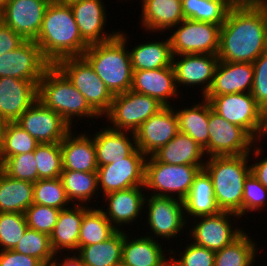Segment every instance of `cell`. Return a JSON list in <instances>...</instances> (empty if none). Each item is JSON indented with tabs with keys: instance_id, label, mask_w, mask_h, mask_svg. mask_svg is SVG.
Listing matches in <instances>:
<instances>
[{
	"instance_id": "obj_18",
	"label": "cell",
	"mask_w": 267,
	"mask_h": 266,
	"mask_svg": "<svg viewBox=\"0 0 267 266\" xmlns=\"http://www.w3.org/2000/svg\"><path fill=\"white\" fill-rule=\"evenodd\" d=\"M52 0H8L2 9V22L24 40H35L47 6Z\"/></svg>"
},
{
	"instance_id": "obj_3",
	"label": "cell",
	"mask_w": 267,
	"mask_h": 266,
	"mask_svg": "<svg viewBox=\"0 0 267 266\" xmlns=\"http://www.w3.org/2000/svg\"><path fill=\"white\" fill-rule=\"evenodd\" d=\"M127 40V33L119 31L109 41L89 45L83 54L113 96L131 90L133 70Z\"/></svg>"
},
{
	"instance_id": "obj_1",
	"label": "cell",
	"mask_w": 267,
	"mask_h": 266,
	"mask_svg": "<svg viewBox=\"0 0 267 266\" xmlns=\"http://www.w3.org/2000/svg\"><path fill=\"white\" fill-rule=\"evenodd\" d=\"M267 50V6L233 5L220 27L218 59L253 63Z\"/></svg>"
},
{
	"instance_id": "obj_50",
	"label": "cell",
	"mask_w": 267,
	"mask_h": 266,
	"mask_svg": "<svg viewBox=\"0 0 267 266\" xmlns=\"http://www.w3.org/2000/svg\"><path fill=\"white\" fill-rule=\"evenodd\" d=\"M0 266H44L37 258L12 250H0Z\"/></svg>"
},
{
	"instance_id": "obj_17",
	"label": "cell",
	"mask_w": 267,
	"mask_h": 266,
	"mask_svg": "<svg viewBox=\"0 0 267 266\" xmlns=\"http://www.w3.org/2000/svg\"><path fill=\"white\" fill-rule=\"evenodd\" d=\"M173 108L174 105L165 106L135 131L137 148L147 157L152 156L179 133L178 118Z\"/></svg>"
},
{
	"instance_id": "obj_51",
	"label": "cell",
	"mask_w": 267,
	"mask_h": 266,
	"mask_svg": "<svg viewBox=\"0 0 267 266\" xmlns=\"http://www.w3.org/2000/svg\"><path fill=\"white\" fill-rule=\"evenodd\" d=\"M25 40L9 26L0 23V56L15 50Z\"/></svg>"
},
{
	"instance_id": "obj_42",
	"label": "cell",
	"mask_w": 267,
	"mask_h": 266,
	"mask_svg": "<svg viewBox=\"0 0 267 266\" xmlns=\"http://www.w3.org/2000/svg\"><path fill=\"white\" fill-rule=\"evenodd\" d=\"M33 203L55 209H66L71 202L68 200L60 179H39L34 183Z\"/></svg>"
},
{
	"instance_id": "obj_48",
	"label": "cell",
	"mask_w": 267,
	"mask_h": 266,
	"mask_svg": "<svg viewBox=\"0 0 267 266\" xmlns=\"http://www.w3.org/2000/svg\"><path fill=\"white\" fill-rule=\"evenodd\" d=\"M267 188L250 173L244 180L243 216L267 206Z\"/></svg>"
},
{
	"instance_id": "obj_34",
	"label": "cell",
	"mask_w": 267,
	"mask_h": 266,
	"mask_svg": "<svg viewBox=\"0 0 267 266\" xmlns=\"http://www.w3.org/2000/svg\"><path fill=\"white\" fill-rule=\"evenodd\" d=\"M132 70H152L172 66L173 54L170 38L157 41L150 40L129 49Z\"/></svg>"
},
{
	"instance_id": "obj_52",
	"label": "cell",
	"mask_w": 267,
	"mask_h": 266,
	"mask_svg": "<svg viewBox=\"0 0 267 266\" xmlns=\"http://www.w3.org/2000/svg\"><path fill=\"white\" fill-rule=\"evenodd\" d=\"M250 167L252 175L267 188V157L256 160Z\"/></svg>"
},
{
	"instance_id": "obj_23",
	"label": "cell",
	"mask_w": 267,
	"mask_h": 266,
	"mask_svg": "<svg viewBox=\"0 0 267 266\" xmlns=\"http://www.w3.org/2000/svg\"><path fill=\"white\" fill-rule=\"evenodd\" d=\"M131 90L155 98L164 106H172L169 99L180 94L173 66L133 71Z\"/></svg>"
},
{
	"instance_id": "obj_4",
	"label": "cell",
	"mask_w": 267,
	"mask_h": 266,
	"mask_svg": "<svg viewBox=\"0 0 267 266\" xmlns=\"http://www.w3.org/2000/svg\"><path fill=\"white\" fill-rule=\"evenodd\" d=\"M249 155L251 153L212 156L206 159L204 169L212 179L215 201L220 211L243 217L244 180L251 173Z\"/></svg>"
},
{
	"instance_id": "obj_16",
	"label": "cell",
	"mask_w": 267,
	"mask_h": 266,
	"mask_svg": "<svg viewBox=\"0 0 267 266\" xmlns=\"http://www.w3.org/2000/svg\"><path fill=\"white\" fill-rule=\"evenodd\" d=\"M16 123L38 143H61L65 136L74 129L39 99L19 117Z\"/></svg>"
},
{
	"instance_id": "obj_28",
	"label": "cell",
	"mask_w": 267,
	"mask_h": 266,
	"mask_svg": "<svg viewBox=\"0 0 267 266\" xmlns=\"http://www.w3.org/2000/svg\"><path fill=\"white\" fill-rule=\"evenodd\" d=\"M138 237L129 238L123 231L121 263L126 266H167L170 263L159 240L147 235Z\"/></svg>"
},
{
	"instance_id": "obj_55",
	"label": "cell",
	"mask_w": 267,
	"mask_h": 266,
	"mask_svg": "<svg viewBox=\"0 0 267 266\" xmlns=\"http://www.w3.org/2000/svg\"><path fill=\"white\" fill-rule=\"evenodd\" d=\"M263 117H264V121H265V126H264V131H263L262 139L265 136H267V112H263Z\"/></svg>"
},
{
	"instance_id": "obj_58",
	"label": "cell",
	"mask_w": 267,
	"mask_h": 266,
	"mask_svg": "<svg viewBox=\"0 0 267 266\" xmlns=\"http://www.w3.org/2000/svg\"><path fill=\"white\" fill-rule=\"evenodd\" d=\"M7 1L8 0H0V9H3L5 7Z\"/></svg>"
},
{
	"instance_id": "obj_31",
	"label": "cell",
	"mask_w": 267,
	"mask_h": 266,
	"mask_svg": "<svg viewBox=\"0 0 267 266\" xmlns=\"http://www.w3.org/2000/svg\"><path fill=\"white\" fill-rule=\"evenodd\" d=\"M184 207L185 215L191 219L220 212L215 201L212 179L204 168L194 178L189 194L184 200Z\"/></svg>"
},
{
	"instance_id": "obj_44",
	"label": "cell",
	"mask_w": 267,
	"mask_h": 266,
	"mask_svg": "<svg viewBox=\"0 0 267 266\" xmlns=\"http://www.w3.org/2000/svg\"><path fill=\"white\" fill-rule=\"evenodd\" d=\"M27 228L23 213H0V250H12Z\"/></svg>"
},
{
	"instance_id": "obj_35",
	"label": "cell",
	"mask_w": 267,
	"mask_h": 266,
	"mask_svg": "<svg viewBox=\"0 0 267 266\" xmlns=\"http://www.w3.org/2000/svg\"><path fill=\"white\" fill-rule=\"evenodd\" d=\"M202 101L183 109H176L179 132L187 134L202 148L208 145L209 138V101L202 97Z\"/></svg>"
},
{
	"instance_id": "obj_59",
	"label": "cell",
	"mask_w": 267,
	"mask_h": 266,
	"mask_svg": "<svg viewBox=\"0 0 267 266\" xmlns=\"http://www.w3.org/2000/svg\"><path fill=\"white\" fill-rule=\"evenodd\" d=\"M257 3H264L267 2V0H255Z\"/></svg>"
},
{
	"instance_id": "obj_56",
	"label": "cell",
	"mask_w": 267,
	"mask_h": 266,
	"mask_svg": "<svg viewBox=\"0 0 267 266\" xmlns=\"http://www.w3.org/2000/svg\"><path fill=\"white\" fill-rule=\"evenodd\" d=\"M52 1H55V2H58V3H62V4H71L73 2L81 1V0H52Z\"/></svg>"
},
{
	"instance_id": "obj_46",
	"label": "cell",
	"mask_w": 267,
	"mask_h": 266,
	"mask_svg": "<svg viewBox=\"0 0 267 266\" xmlns=\"http://www.w3.org/2000/svg\"><path fill=\"white\" fill-rule=\"evenodd\" d=\"M185 245L186 247L183 249L184 251L180 252L182 255L175 254L177 253L174 251L175 249H170L168 251L170 254V263L173 266H214L215 251L192 242ZM176 255H179L180 257L177 258Z\"/></svg>"
},
{
	"instance_id": "obj_37",
	"label": "cell",
	"mask_w": 267,
	"mask_h": 266,
	"mask_svg": "<svg viewBox=\"0 0 267 266\" xmlns=\"http://www.w3.org/2000/svg\"><path fill=\"white\" fill-rule=\"evenodd\" d=\"M251 238L244 231L230 245L216 251L214 266H254L258 246Z\"/></svg>"
},
{
	"instance_id": "obj_21",
	"label": "cell",
	"mask_w": 267,
	"mask_h": 266,
	"mask_svg": "<svg viewBox=\"0 0 267 266\" xmlns=\"http://www.w3.org/2000/svg\"><path fill=\"white\" fill-rule=\"evenodd\" d=\"M102 0H81L70 5L82 39L88 44H98L115 38L119 31L107 34V16Z\"/></svg>"
},
{
	"instance_id": "obj_13",
	"label": "cell",
	"mask_w": 267,
	"mask_h": 266,
	"mask_svg": "<svg viewBox=\"0 0 267 266\" xmlns=\"http://www.w3.org/2000/svg\"><path fill=\"white\" fill-rule=\"evenodd\" d=\"M52 64L43 56L33 40H25L15 50L0 56V78L13 77L39 85L45 71Z\"/></svg>"
},
{
	"instance_id": "obj_7",
	"label": "cell",
	"mask_w": 267,
	"mask_h": 266,
	"mask_svg": "<svg viewBox=\"0 0 267 266\" xmlns=\"http://www.w3.org/2000/svg\"><path fill=\"white\" fill-rule=\"evenodd\" d=\"M54 65L85 97L89 106L100 117L109 111L113 95L83 56L62 58Z\"/></svg>"
},
{
	"instance_id": "obj_32",
	"label": "cell",
	"mask_w": 267,
	"mask_h": 266,
	"mask_svg": "<svg viewBox=\"0 0 267 266\" xmlns=\"http://www.w3.org/2000/svg\"><path fill=\"white\" fill-rule=\"evenodd\" d=\"M34 183L9 177L0 169V213H25L33 204Z\"/></svg>"
},
{
	"instance_id": "obj_39",
	"label": "cell",
	"mask_w": 267,
	"mask_h": 266,
	"mask_svg": "<svg viewBox=\"0 0 267 266\" xmlns=\"http://www.w3.org/2000/svg\"><path fill=\"white\" fill-rule=\"evenodd\" d=\"M117 229L105 217L100 207H91L81 221L78 246H88L103 242Z\"/></svg>"
},
{
	"instance_id": "obj_6",
	"label": "cell",
	"mask_w": 267,
	"mask_h": 266,
	"mask_svg": "<svg viewBox=\"0 0 267 266\" xmlns=\"http://www.w3.org/2000/svg\"><path fill=\"white\" fill-rule=\"evenodd\" d=\"M203 168L204 166L162 163L153 155L148 156L145 161L144 188L146 191L147 189L151 190V195L172 197L184 201L189 194L194 178Z\"/></svg>"
},
{
	"instance_id": "obj_43",
	"label": "cell",
	"mask_w": 267,
	"mask_h": 266,
	"mask_svg": "<svg viewBox=\"0 0 267 266\" xmlns=\"http://www.w3.org/2000/svg\"><path fill=\"white\" fill-rule=\"evenodd\" d=\"M21 254L33 256L44 265H48L50 260L56 255L52 250L50 236L27 228L18 244L13 248Z\"/></svg>"
},
{
	"instance_id": "obj_54",
	"label": "cell",
	"mask_w": 267,
	"mask_h": 266,
	"mask_svg": "<svg viewBox=\"0 0 267 266\" xmlns=\"http://www.w3.org/2000/svg\"><path fill=\"white\" fill-rule=\"evenodd\" d=\"M233 5L238 4H256L255 0H229Z\"/></svg>"
},
{
	"instance_id": "obj_38",
	"label": "cell",
	"mask_w": 267,
	"mask_h": 266,
	"mask_svg": "<svg viewBox=\"0 0 267 266\" xmlns=\"http://www.w3.org/2000/svg\"><path fill=\"white\" fill-rule=\"evenodd\" d=\"M185 19L222 25L233 4L229 0H181Z\"/></svg>"
},
{
	"instance_id": "obj_24",
	"label": "cell",
	"mask_w": 267,
	"mask_h": 266,
	"mask_svg": "<svg viewBox=\"0 0 267 266\" xmlns=\"http://www.w3.org/2000/svg\"><path fill=\"white\" fill-rule=\"evenodd\" d=\"M253 79V63L219 60L215 68L211 88L205 96L250 93L253 86Z\"/></svg>"
},
{
	"instance_id": "obj_36",
	"label": "cell",
	"mask_w": 267,
	"mask_h": 266,
	"mask_svg": "<svg viewBox=\"0 0 267 266\" xmlns=\"http://www.w3.org/2000/svg\"><path fill=\"white\" fill-rule=\"evenodd\" d=\"M60 179L63 183L68 200L74 205H87L98 193L97 172H81L73 170H63ZM78 201V203H76Z\"/></svg>"
},
{
	"instance_id": "obj_9",
	"label": "cell",
	"mask_w": 267,
	"mask_h": 266,
	"mask_svg": "<svg viewBox=\"0 0 267 266\" xmlns=\"http://www.w3.org/2000/svg\"><path fill=\"white\" fill-rule=\"evenodd\" d=\"M209 138L208 145L204 148L205 155L229 156L252 154L256 158L262 156L263 147L257 144L243 128L232 124L214 112L209 103ZM255 142V145H254ZM255 148V149H254ZM254 149V150H253ZM255 154V155H254Z\"/></svg>"
},
{
	"instance_id": "obj_5",
	"label": "cell",
	"mask_w": 267,
	"mask_h": 266,
	"mask_svg": "<svg viewBox=\"0 0 267 266\" xmlns=\"http://www.w3.org/2000/svg\"><path fill=\"white\" fill-rule=\"evenodd\" d=\"M38 99L47 108L58 113L71 128L75 125L73 119L76 117L77 119L78 117L79 119L86 117L101 118L89 106L85 97L55 65H51L39 81Z\"/></svg>"
},
{
	"instance_id": "obj_61",
	"label": "cell",
	"mask_w": 267,
	"mask_h": 266,
	"mask_svg": "<svg viewBox=\"0 0 267 266\" xmlns=\"http://www.w3.org/2000/svg\"><path fill=\"white\" fill-rule=\"evenodd\" d=\"M117 266H126V265H124L123 263H120V264H118Z\"/></svg>"
},
{
	"instance_id": "obj_8",
	"label": "cell",
	"mask_w": 267,
	"mask_h": 266,
	"mask_svg": "<svg viewBox=\"0 0 267 266\" xmlns=\"http://www.w3.org/2000/svg\"><path fill=\"white\" fill-rule=\"evenodd\" d=\"M214 112L226 121L243 128L255 141L260 142L265 121L263 109L251 93H233L205 96Z\"/></svg>"
},
{
	"instance_id": "obj_22",
	"label": "cell",
	"mask_w": 267,
	"mask_h": 266,
	"mask_svg": "<svg viewBox=\"0 0 267 266\" xmlns=\"http://www.w3.org/2000/svg\"><path fill=\"white\" fill-rule=\"evenodd\" d=\"M143 188V189H142ZM144 186H134L128 189L114 191L103 196L107 209L101 207L105 217L117 230H125L122 225L132 224L139 215L144 213ZM144 192H143V191ZM108 204V205H107ZM143 209V210H142ZM107 210V211H106Z\"/></svg>"
},
{
	"instance_id": "obj_25",
	"label": "cell",
	"mask_w": 267,
	"mask_h": 266,
	"mask_svg": "<svg viewBox=\"0 0 267 266\" xmlns=\"http://www.w3.org/2000/svg\"><path fill=\"white\" fill-rule=\"evenodd\" d=\"M70 206L72 207L60 211L54 230L50 235L51 247L56 255L66 254L65 251L75 254L78 250L81 221L83 215L91 208L90 205L84 204H70Z\"/></svg>"
},
{
	"instance_id": "obj_29",
	"label": "cell",
	"mask_w": 267,
	"mask_h": 266,
	"mask_svg": "<svg viewBox=\"0 0 267 266\" xmlns=\"http://www.w3.org/2000/svg\"><path fill=\"white\" fill-rule=\"evenodd\" d=\"M140 25L146 31L170 30L185 19L181 0H141Z\"/></svg>"
},
{
	"instance_id": "obj_12",
	"label": "cell",
	"mask_w": 267,
	"mask_h": 266,
	"mask_svg": "<svg viewBox=\"0 0 267 266\" xmlns=\"http://www.w3.org/2000/svg\"><path fill=\"white\" fill-rule=\"evenodd\" d=\"M145 196L144 208L148 210L146 212L147 217L146 224H149V230L152 234L148 236L153 239L160 237L161 239H167L178 237L177 234L183 230L187 224V218L185 216L184 201L165 196L151 195ZM156 236V237H155Z\"/></svg>"
},
{
	"instance_id": "obj_30",
	"label": "cell",
	"mask_w": 267,
	"mask_h": 266,
	"mask_svg": "<svg viewBox=\"0 0 267 266\" xmlns=\"http://www.w3.org/2000/svg\"><path fill=\"white\" fill-rule=\"evenodd\" d=\"M153 156L159 162L172 165L204 166L206 162L204 148L190 136L181 132L155 152Z\"/></svg>"
},
{
	"instance_id": "obj_20",
	"label": "cell",
	"mask_w": 267,
	"mask_h": 266,
	"mask_svg": "<svg viewBox=\"0 0 267 266\" xmlns=\"http://www.w3.org/2000/svg\"><path fill=\"white\" fill-rule=\"evenodd\" d=\"M38 99V86L29 80L0 78V118L16 122Z\"/></svg>"
},
{
	"instance_id": "obj_10",
	"label": "cell",
	"mask_w": 267,
	"mask_h": 266,
	"mask_svg": "<svg viewBox=\"0 0 267 266\" xmlns=\"http://www.w3.org/2000/svg\"><path fill=\"white\" fill-rule=\"evenodd\" d=\"M165 106L157 99L132 90L113 96L109 111L103 116L114 130L134 132ZM110 121V122H109Z\"/></svg>"
},
{
	"instance_id": "obj_11",
	"label": "cell",
	"mask_w": 267,
	"mask_h": 266,
	"mask_svg": "<svg viewBox=\"0 0 267 266\" xmlns=\"http://www.w3.org/2000/svg\"><path fill=\"white\" fill-rule=\"evenodd\" d=\"M220 25L184 19L171 32L173 56L182 54L217 55L219 51Z\"/></svg>"
},
{
	"instance_id": "obj_47",
	"label": "cell",
	"mask_w": 267,
	"mask_h": 266,
	"mask_svg": "<svg viewBox=\"0 0 267 266\" xmlns=\"http://www.w3.org/2000/svg\"><path fill=\"white\" fill-rule=\"evenodd\" d=\"M61 210L33 203L24 213L27 226L51 235Z\"/></svg>"
},
{
	"instance_id": "obj_57",
	"label": "cell",
	"mask_w": 267,
	"mask_h": 266,
	"mask_svg": "<svg viewBox=\"0 0 267 266\" xmlns=\"http://www.w3.org/2000/svg\"><path fill=\"white\" fill-rule=\"evenodd\" d=\"M4 123L5 122L0 118V138H1L2 131H3Z\"/></svg>"
},
{
	"instance_id": "obj_40",
	"label": "cell",
	"mask_w": 267,
	"mask_h": 266,
	"mask_svg": "<svg viewBox=\"0 0 267 266\" xmlns=\"http://www.w3.org/2000/svg\"><path fill=\"white\" fill-rule=\"evenodd\" d=\"M39 143L16 122L4 123L0 138L1 164L9 157L33 152Z\"/></svg>"
},
{
	"instance_id": "obj_2",
	"label": "cell",
	"mask_w": 267,
	"mask_h": 266,
	"mask_svg": "<svg viewBox=\"0 0 267 266\" xmlns=\"http://www.w3.org/2000/svg\"><path fill=\"white\" fill-rule=\"evenodd\" d=\"M34 41L52 65L62 58L83 56L89 47L80 35L70 5L55 1L47 6Z\"/></svg>"
},
{
	"instance_id": "obj_60",
	"label": "cell",
	"mask_w": 267,
	"mask_h": 266,
	"mask_svg": "<svg viewBox=\"0 0 267 266\" xmlns=\"http://www.w3.org/2000/svg\"><path fill=\"white\" fill-rule=\"evenodd\" d=\"M2 22V9H0V23Z\"/></svg>"
},
{
	"instance_id": "obj_27",
	"label": "cell",
	"mask_w": 267,
	"mask_h": 266,
	"mask_svg": "<svg viewBox=\"0 0 267 266\" xmlns=\"http://www.w3.org/2000/svg\"><path fill=\"white\" fill-rule=\"evenodd\" d=\"M76 134L70 131L60 143L63 170L97 172L93 137L83 132Z\"/></svg>"
},
{
	"instance_id": "obj_45",
	"label": "cell",
	"mask_w": 267,
	"mask_h": 266,
	"mask_svg": "<svg viewBox=\"0 0 267 266\" xmlns=\"http://www.w3.org/2000/svg\"><path fill=\"white\" fill-rule=\"evenodd\" d=\"M0 169L9 177L32 183L38 181L37 162L34 151L7 158Z\"/></svg>"
},
{
	"instance_id": "obj_19",
	"label": "cell",
	"mask_w": 267,
	"mask_h": 266,
	"mask_svg": "<svg viewBox=\"0 0 267 266\" xmlns=\"http://www.w3.org/2000/svg\"><path fill=\"white\" fill-rule=\"evenodd\" d=\"M177 57H180L177 59ZM177 59V60H176ZM219 59L217 55L209 54H182L173 56L172 66L175 73L176 86L179 91L183 87H195L201 85L202 96L211 88L215 68Z\"/></svg>"
},
{
	"instance_id": "obj_14",
	"label": "cell",
	"mask_w": 267,
	"mask_h": 266,
	"mask_svg": "<svg viewBox=\"0 0 267 266\" xmlns=\"http://www.w3.org/2000/svg\"><path fill=\"white\" fill-rule=\"evenodd\" d=\"M147 156L136 148L123 160L98 166V189L102 196L134 186H144L145 161Z\"/></svg>"
},
{
	"instance_id": "obj_41",
	"label": "cell",
	"mask_w": 267,
	"mask_h": 266,
	"mask_svg": "<svg viewBox=\"0 0 267 266\" xmlns=\"http://www.w3.org/2000/svg\"><path fill=\"white\" fill-rule=\"evenodd\" d=\"M37 162L38 180L60 177L62 167V153L60 143H39L34 150Z\"/></svg>"
},
{
	"instance_id": "obj_53",
	"label": "cell",
	"mask_w": 267,
	"mask_h": 266,
	"mask_svg": "<svg viewBox=\"0 0 267 266\" xmlns=\"http://www.w3.org/2000/svg\"><path fill=\"white\" fill-rule=\"evenodd\" d=\"M70 255V256H69ZM67 253V256L64 254V258L61 260L58 259V255H55L49 262L50 266H86L82 264L74 255ZM60 261V262H59Z\"/></svg>"
},
{
	"instance_id": "obj_49",
	"label": "cell",
	"mask_w": 267,
	"mask_h": 266,
	"mask_svg": "<svg viewBox=\"0 0 267 266\" xmlns=\"http://www.w3.org/2000/svg\"><path fill=\"white\" fill-rule=\"evenodd\" d=\"M254 79L251 94L264 110L267 107V50L254 62Z\"/></svg>"
},
{
	"instance_id": "obj_15",
	"label": "cell",
	"mask_w": 267,
	"mask_h": 266,
	"mask_svg": "<svg viewBox=\"0 0 267 266\" xmlns=\"http://www.w3.org/2000/svg\"><path fill=\"white\" fill-rule=\"evenodd\" d=\"M231 217L240 219L236 213L227 211L193 218L191 222L193 221L196 225L191 226L193 228L189 232L191 242L215 252L230 245L244 232L243 229L232 226Z\"/></svg>"
},
{
	"instance_id": "obj_33",
	"label": "cell",
	"mask_w": 267,
	"mask_h": 266,
	"mask_svg": "<svg viewBox=\"0 0 267 266\" xmlns=\"http://www.w3.org/2000/svg\"><path fill=\"white\" fill-rule=\"evenodd\" d=\"M123 230H117L103 242L78 246L74 256L86 266H117L121 263Z\"/></svg>"
},
{
	"instance_id": "obj_26",
	"label": "cell",
	"mask_w": 267,
	"mask_h": 266,
	"mask_svg": "<svg viewBox=\"0 0 267 266\" xmlns=\"http://www.w3.org/2000/svg\"><path fill=\"white\" fill-rule=\"evenodd\" d=\"M106 126L92 135L98 166L123 160L137 148L134 132L114 130L107 124Z\"/></svg>"
}]
</instances>
